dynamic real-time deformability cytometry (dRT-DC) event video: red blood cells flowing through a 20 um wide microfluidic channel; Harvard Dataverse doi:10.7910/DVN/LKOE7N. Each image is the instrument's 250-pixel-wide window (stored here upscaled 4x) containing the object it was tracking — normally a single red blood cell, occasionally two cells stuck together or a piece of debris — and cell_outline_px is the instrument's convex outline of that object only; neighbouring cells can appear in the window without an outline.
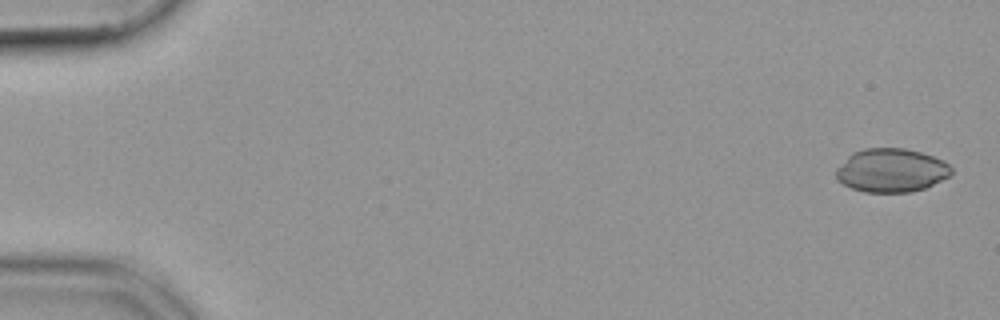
{"species": "common noctule bat (a hibernating species)", "species_latin": "Nyctalus noctula", "temperature_condition": "cold", "stored_images_in_passage": 53, "camera_frame_rate_fps": 3000, "um_per_image_px": 0.085, "animal": {"sex": "female", "body_mass_g": 19.9}, "frame": {"image": 1, "passage_image": 1, "time_ms": 0.0, "image_size_px": [1000, 320], "cell_outline_px": [[952, 172], [948, 176], [924, 188], [912, 192], [864, 192], [852, 188], [836, 180], [836, 168], [852, 152], [864, 148], [904, 148], [920, 152], [944, 160], [952, 168]], "centroid_in_image_um": [75.73, 14.47], "position_along_channel_um": 9.3, "area_um2": 29.25}}
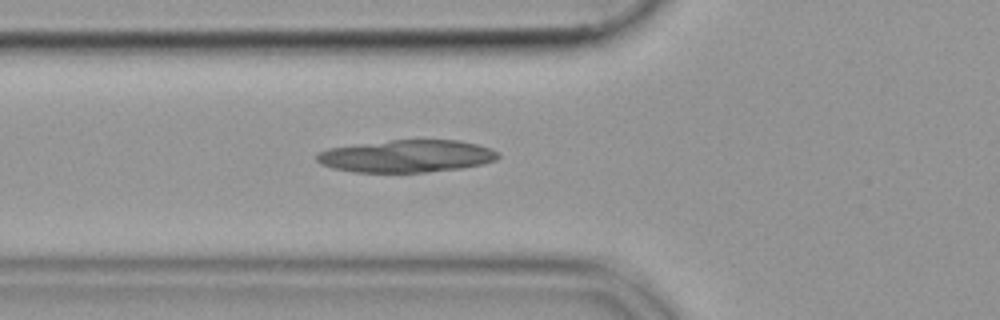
{"frame": {"image": 2, "passage_image": 19, "time_ms": 6.0, "image_size_px": [1000, 320], "cell_outline_px": [[500, 156], [496, 160], [480, 164], [460, 168], [424, 172], [356, 172], [332, 168], [320, 164], [316, 160], [316, 156], [320, 152], [328, 148], [356, 144], [392, 140], [460, 140], [492, 148], [500, 152]], "centroid_in_image_um": [34.57, 13.26], "position_along_channel_um": 91.2, "area_um2": 34.22}}
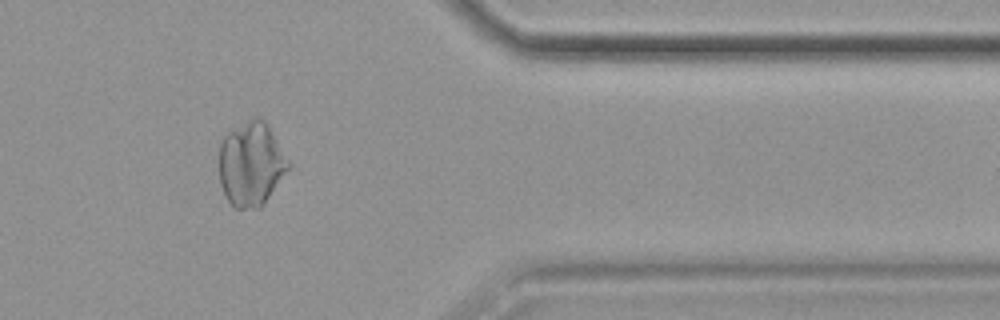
{"frame": {"image": 3, "passage_image": 44, "time_ms": 14.333, "image_size_px": [1000, 320], "cell_outline_px": [[288, 168], [264, 204], [260, 208], [236, 208], [228, 200], [220, 184], [220, 140], [228, 132], [252, 116], [256, 116], [264, 120], [268, 124], [288, 160]], "centroid_in_image_um": [21.32, 13.91], "position_along_channel_um": 390.1, "area_um2": 33.58}}